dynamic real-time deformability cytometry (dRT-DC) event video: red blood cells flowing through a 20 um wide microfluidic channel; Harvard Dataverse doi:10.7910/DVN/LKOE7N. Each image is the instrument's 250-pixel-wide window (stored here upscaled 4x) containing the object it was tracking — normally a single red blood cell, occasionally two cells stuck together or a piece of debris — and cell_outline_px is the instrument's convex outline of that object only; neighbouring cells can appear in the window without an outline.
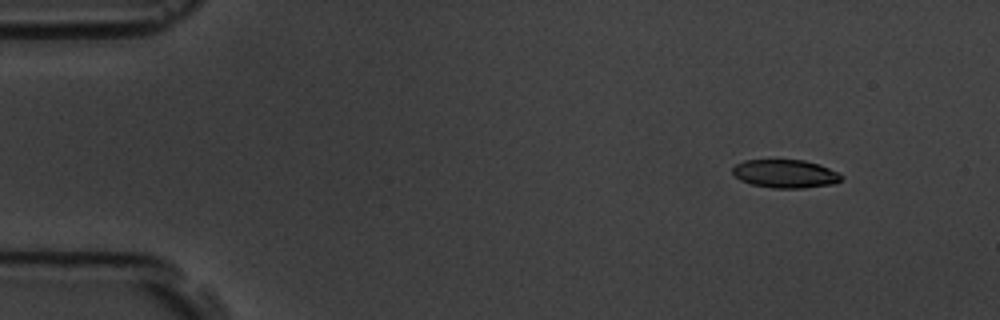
{"species": "common noctule bat (a hibernating species)", "species_latin": "Nyctalus noctula", "temperature_condition": "room temperature", "stored_images_in_passage": 4, "camera_frame_rate_fps": 3000, "um_per_image_px": 0.085, "animal": {"sex": "male", "body_mass_g": 19.5, "forearm_length_mm": 54.6}, "frame": {"image": 1, "passage_image": 2, "time_ms": 1.333, "image_size_px": [1000, 320], "cell_outline_px": [[844, 176], [836, 184], [804, 188], [772, 188], [752, 184], [740, 180], [732, 172], [732, 168], [736, 164], [744, 160], [804, 160], [820, 164], [840, 172]], "centroid_in_image_um": [66.8, 14.77], "position_along_channel_um": 18.2, "area_um2": 18.15}}